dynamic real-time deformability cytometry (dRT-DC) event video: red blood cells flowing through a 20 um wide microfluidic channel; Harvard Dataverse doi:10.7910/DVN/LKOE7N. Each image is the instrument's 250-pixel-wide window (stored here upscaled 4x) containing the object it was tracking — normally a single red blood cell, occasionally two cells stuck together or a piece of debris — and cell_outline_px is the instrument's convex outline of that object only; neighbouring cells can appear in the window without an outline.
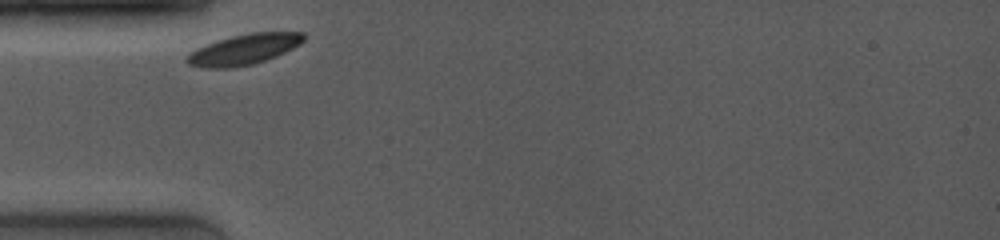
{"species": "common noctule bat (a hibernating species)", "species_latin": "Nyctalus noctula", "temperature_condition": "room temperature", "stored_images_in_passage": 30, "camera_frame_rate_fps": 4000, "um_per_image_px": 0.085, "animal": {"sex": "female", "body_mass_g": 19.0, "forearm_length_mm": 53.3}, "frame": {"image": 1, "passage_image": 1, "time_ms": 0.0, "image_size_px": [1000, 240], "cell_outline_px": [[304, 40], [300, 44], [276, 56], [252, 64], [232, 68], [200, 68], [188, 64], [184, 60], [184, 56], [188, 52], [196, 48], [232, 36], [252, 32], [304, 32]], "centroid_in_image_um": [20.67, 4.21], "position_along_channel_um": 64.3, "area_um2": 20.75}}
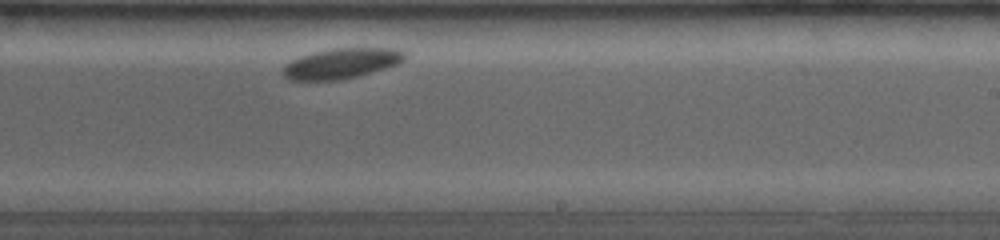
{"frame": {"image": 2, "passage_image": 17, "time_ms": 5.5, "image_size_px": [1000, 240], "cell_outline_px": [[404, 60], [396, 64], [384, 68], [356, 76], [340, 80], [288, 80], [284, 76], [284, 64], [300, 56], [332, 48], [392, 48], [404, 52]], "centroid_in_image_um": [28.98, 5.39], "position_along_channel_um": 260.0, "area_um2": 21.1}}
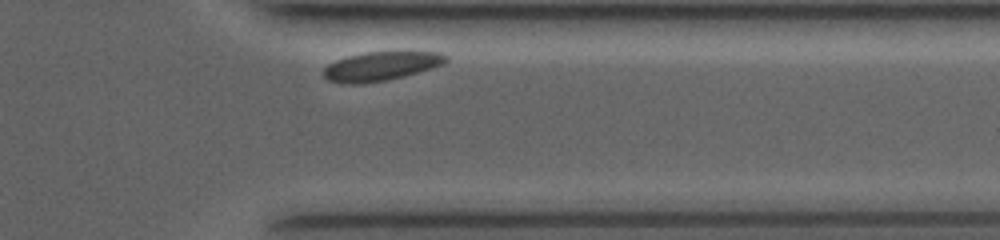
{"frame": {"image": 3, "passage_image": 28, "time_ms": 8.75, "image_size_px": [1000, 240], "cell_outline_px": [[448, 60], [444, 64], [432, 68], [404, 76], [388, 80], [356, 84], [340, 84], [324, 80], [324, 68], [328, 64], [336, 60], [348, 56], [364, 52], [440, 52], [448, 56]], "centroid_in_image_um": [32.35, 5.64], "position_along_channel_um": 379.0, "area_um2": 20.81}}